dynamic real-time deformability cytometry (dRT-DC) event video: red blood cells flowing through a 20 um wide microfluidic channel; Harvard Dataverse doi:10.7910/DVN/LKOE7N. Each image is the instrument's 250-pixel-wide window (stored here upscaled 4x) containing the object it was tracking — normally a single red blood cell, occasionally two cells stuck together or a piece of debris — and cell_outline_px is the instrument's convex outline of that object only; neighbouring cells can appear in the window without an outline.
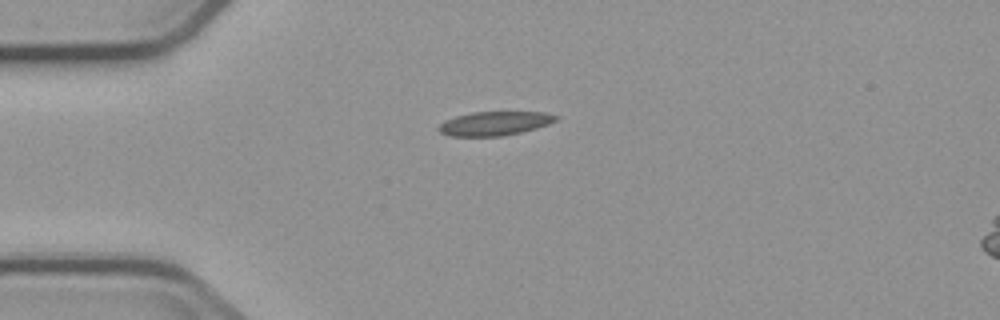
{"species": "common noctule bat (a hibernating species)", "species_latin": "Nyctalus noctula", "temperature_condition": "cold", "stored_images_in_passage": 2, "camera_frame_rate_fps": 3000, "um_per_image_px": 0.085, "animal": {"sex": "male", "body_mass_g": 23.1, "forearm_length_mm": 52.7}, "frame": {"image": 1, "passage_image": 1, "time_ms": 0.0, "image_size_px": [1000, 320], "cell_outline_px": [[560, 116], [556, 120], [548, 124], [536, 128], [520, 132], [500, 136], [452, 136], [440, 132], [436, 128], [440, 124], [456, 116], [472, 112], [544, 112]], "centroid_in_image_um": [42.05, 10.49], "position_along_channel_um": 42.9, "area_um2": 16.18}}